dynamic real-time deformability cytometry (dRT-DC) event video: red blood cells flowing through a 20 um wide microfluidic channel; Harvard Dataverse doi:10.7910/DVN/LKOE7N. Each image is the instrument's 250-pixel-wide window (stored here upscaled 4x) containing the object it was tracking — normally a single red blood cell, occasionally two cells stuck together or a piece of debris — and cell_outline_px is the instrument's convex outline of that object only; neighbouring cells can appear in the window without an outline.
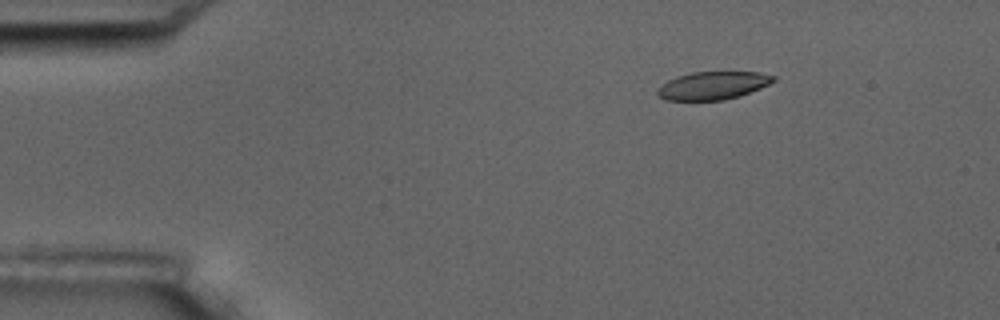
{"species": "common noctule bat (a hibernating species)", "species_latin": "Nyctalus noctula", "temperature_condition": "room temperature", "stored_images_in_passage": 8, "camera_frame_rate_fps": 3000, "um_per_image_px": 0.085, "animal": {"sex": "male", "body_mass_g": 17.5, "forearm_length_mm": 52.3}, "frame": {"image": 1, "passage_image": 3, "time_ms": 2.333, "image_size_px": [1000, 320], "cell_outline_px": [[776, 80], [760, 88], [740, 96], [724, 100], [664, 100], [656, 92], [668, 80], [676, 76], [692, 72], [760, 72], [776, 76]], "centroid_in_image_um": [60.62, 7.27], "position_along_channel_um": 24.4, "area_um2": 18.79}}
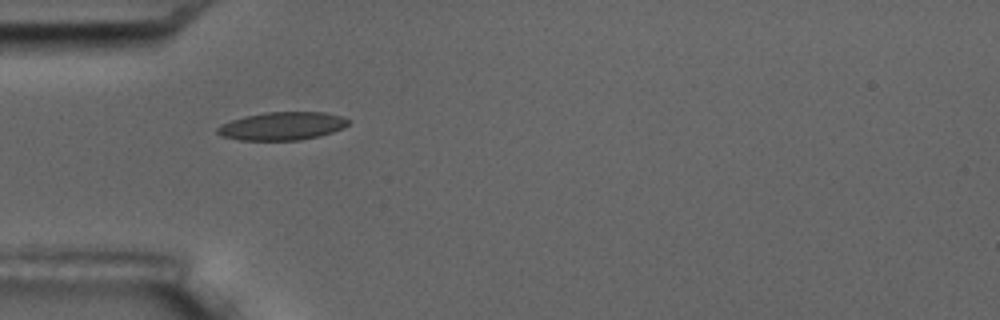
{"frame": {"image": 2, "passage_image": 5, "time_ms": 5.333, "image_size_px": [1000, 320], "cell_outline_px": [[348, 124], [344, 128], [320, 136], [300, 140], [240, 140], [220, 136], [216, 132], [216, 128], [232, 120], [244, 116], [264, 112], [324, 112], [340, 116], [348, 120]], "centroid_in_image_um": [23.97, 10.72], "position_along_channel_um": 61.0, "area_um2": 21.39}}
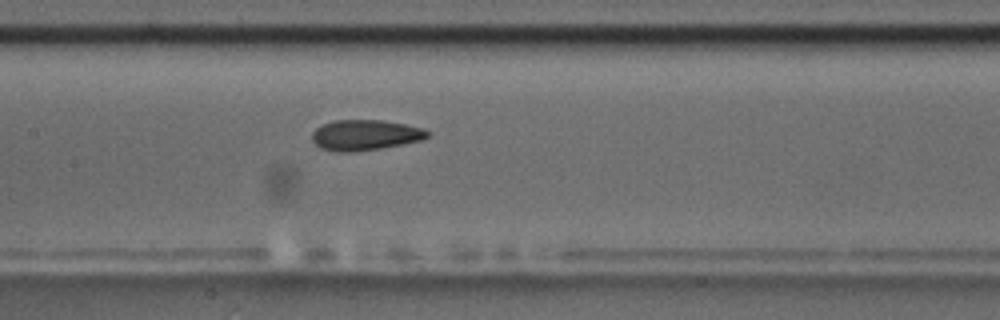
{"frame": {"image": 3, "passage_image": 8, "time_ms": 8.667, "image_size_px": [1000, 320], "cell_outline_px": [[432, 132], [428, 136], [420, 140], [380, 148], [352, 152], [336, 152], [320, 148], [312, 140], [312, 132], [320, 124], [332, 120], [384, 120], [424, 128]], "centroid_in_image_um": [31.0, 11.47], "position_along_channel_um": 176.4, "area_um2": 20.63}}